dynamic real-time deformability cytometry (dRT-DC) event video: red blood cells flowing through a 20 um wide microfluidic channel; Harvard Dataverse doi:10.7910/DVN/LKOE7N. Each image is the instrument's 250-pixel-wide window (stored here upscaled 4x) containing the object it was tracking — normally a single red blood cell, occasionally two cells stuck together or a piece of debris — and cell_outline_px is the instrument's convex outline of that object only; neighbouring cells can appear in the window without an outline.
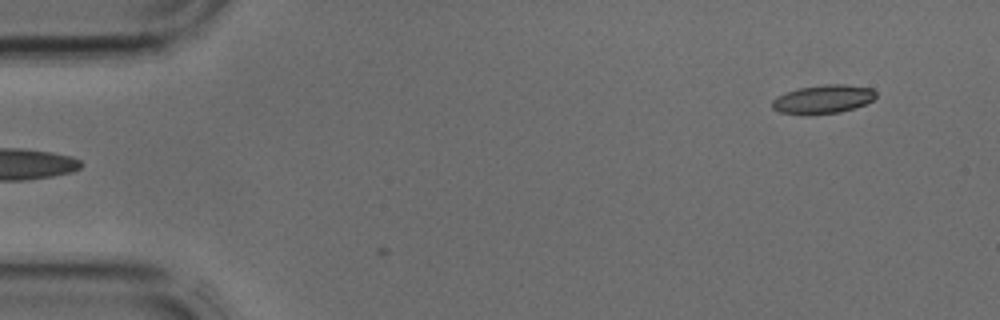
{"species": "common noctule bat (a hibernating species)", "species_latin": "Nyctalus noctula", "temperature_condition": "cold", "stored_images_in_passage": 4, "camera_frame_rate_fps": 3000, "um_per_image_px": 0.085, "animal": {"sex": "male", "body_mass_g": 17.9, "forearm_length_mm": 54.2}, "frame": {"image": 1, "passage_image": 1, "time_ms": 0.0, "image_size_px": [1000, 320], "cell_outline_px": [[876, 96], [872, 100], [864, 104], [840, 112], [808, 116], [804, 116], [780, 112], [772, 108], [772, 100], [776, 96], [784, 92], [800, 88], [824, 84], [840, 84], [872, 88], [876, 92]], "centroid_in_image_um": [69.9, 8.45], "position_along_channel_um": 15.1, "area_um2": 17.51}}